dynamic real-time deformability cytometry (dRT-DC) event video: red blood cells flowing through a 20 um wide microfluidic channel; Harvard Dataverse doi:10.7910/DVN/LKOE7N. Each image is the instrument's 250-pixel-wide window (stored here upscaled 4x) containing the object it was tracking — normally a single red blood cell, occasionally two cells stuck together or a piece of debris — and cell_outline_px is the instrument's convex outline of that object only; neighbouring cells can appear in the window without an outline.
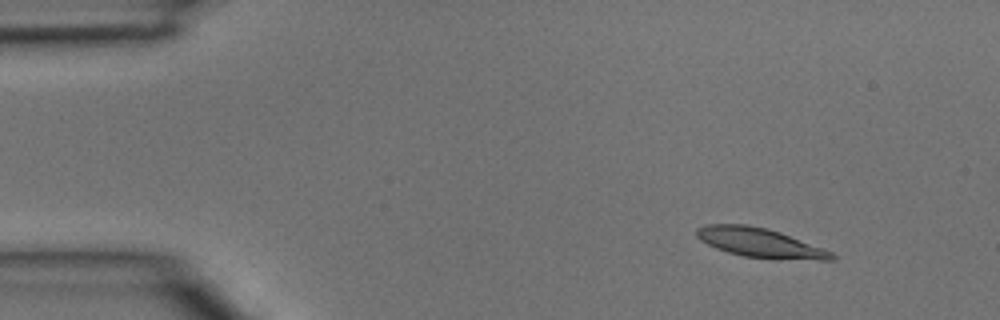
{"species": "common noctule bat (a hibernating species)", "species_latin": "Nyctalus noctula", "temperature_condition": "room temperature", "stored_images_in_passage": 3, "camera_frame_rate_fps": 3000, "um_per_image_px": 0.085, "animal": {"sex": "male", "body_mass_g": 15.6}, "frame": {"image": 1, "passage_image": 1, "time_ms": 0.0, "image_size_px": [1000, 320], "cell_outline_px": [[836, 260], [776, 260], [744, 256], [728, 252], [716, 248], [700, 240], [696, 236], [696, 228], [708, 224], [748, 224], [768, 228], [780, 232], [824, 248], [832, 252], [836, 256]], "centroid_in_image_um": [64.64, 20.65], "position_along_channel_um": 20.4, "area_um2": 23.47}}
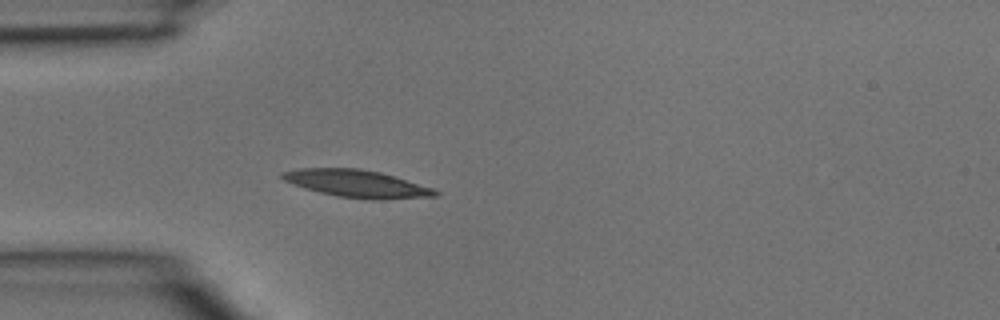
{"frame": {"image": 2, "passage_image": 3, "time_ms": 0.667, "image_size_px": [1000, 320], "cell_outline_px": [[440, 192], [436, 196], [380, 200], [372, 200], [336, 196], [304, 188], [284, 180], [280, 176], [280, 172], [300, 168], [360, 168], [380, 172], [432, 188]], "centroid_in_image_um": [30.31, 15.61], "position_along_channel_um": 54.7, "area_um2": 24.33}}